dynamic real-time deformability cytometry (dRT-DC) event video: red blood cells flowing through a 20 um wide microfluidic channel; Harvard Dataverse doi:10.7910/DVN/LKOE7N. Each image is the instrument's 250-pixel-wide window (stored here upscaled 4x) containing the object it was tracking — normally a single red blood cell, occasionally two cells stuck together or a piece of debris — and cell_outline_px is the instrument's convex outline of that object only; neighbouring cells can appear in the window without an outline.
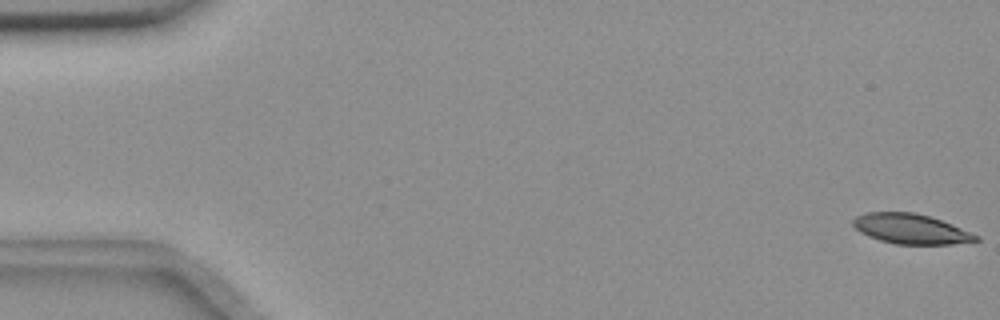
{"species": "common noctule bat (a hibernating species)", "species_latin": "Nyctalus noctula", "temperature_condition": "room temperature", "stored_images_in_passage": 56, "camera_frame_rate_fps": 3000, "um_per_image_px": 0.085, "animal": {"sex": "female", "body_mass_g": 18.4}, "frame": {"image": 1, "passage_image": 1, "time_ms": 0.0, "image_size_px": [1000, 320], "cell_outline_px": [[980, 240], [952, 244], [896, 244], [880, 240], [868, 236], [860, 232], [852, 224], [852, 220], [856, 216], [868, 212], [912, 212], [928, 216], [952, 224], [980, 236]], "centroid_in_image_um": [77.41, 19.46], "position_along_channel_um": 7.6, "area_um2": 21.33}}
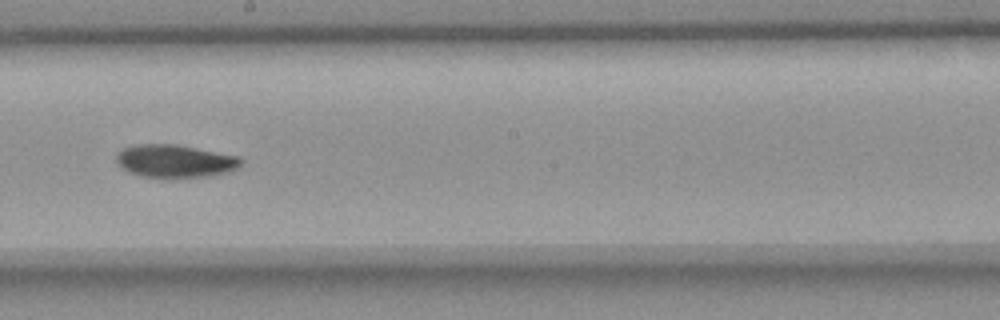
{"frame": {"image": 2, "passage_image": 32, "time_ms": 10.333, "image_size_px": [1000, 320], "cell_outline_px": [[244, 160], [240, 168], [232, 172], [212, 176], [160, 180], [140, 176], [128, 172], [116, 164], [116, 156], [124, 148], [136, 144], [176, 144], [240, 156]], "centroid_in_image_um": [14.93, 13.74], "position_along_channel_um": 233.3, "area_um2": 24.97}}
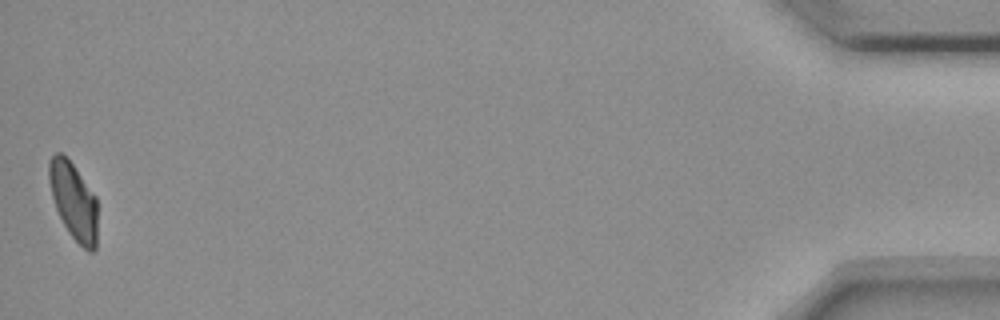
{"frame": {"image": 3, "passage_image": 56, "time_ms": 18.333, "image_size_px": [1000, 320], "cell_outline_px": [[96, 248], [92, 252], [88, 252], [68, 232], [56, 208], [52, 196], [48, 176], [48, 160], [56, 152], [60, 152], [72, 164], [96, 196]], "centroid_in_image_um": [6.24, 17.08], "position_along_channel_um": 429.0, "area_um2": 21.44}, "authors_computed_cell_mechanics": {"area_um2": 23.2356, "velocity_mm_per_s": 3.6231, "shape_relaxation_time_tau1_ms": 5.909, "shape_relaxation_time_tau2_ms": null, "deformation_change_tau1": 0.1456, "deformation_change_tau2": null}}